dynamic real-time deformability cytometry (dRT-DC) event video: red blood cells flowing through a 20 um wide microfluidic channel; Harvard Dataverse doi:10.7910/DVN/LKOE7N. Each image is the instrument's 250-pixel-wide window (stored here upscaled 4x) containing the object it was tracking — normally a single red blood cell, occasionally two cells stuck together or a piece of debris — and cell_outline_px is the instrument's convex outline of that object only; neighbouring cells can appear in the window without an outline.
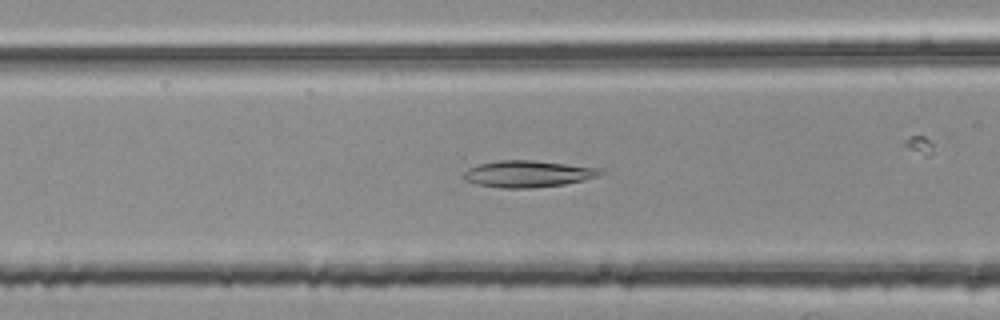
{"species": "common noctule bat (a hibernating species)", "species_latin": "Nyctalus noctula", "temperature_condition": "room temperature", "stored_images_in_passage": 42, "camera_frame_rate_fps": 3000, "um_per_image_px": 0.085, "animal": {"sex": "female", "body_mass_g": 25.1}, "frame": {"image": 1, "passage_image": 9, "time_ms": 2.667, "image_size_px": [1000, 320], "cell_outline_px": [[604, 172], [600, 176], [584, 180], [564, 184], [532, 188], [500, 188], [476, 184], [464, 180], [460, 176], [468, 168], [480, 164], [500, 160], [532, 160], [604, 168]], "centroid_in_image_um": [44.88, 14.78], "position_along_channel_um": 121.7, "area_um2": 21.5}}
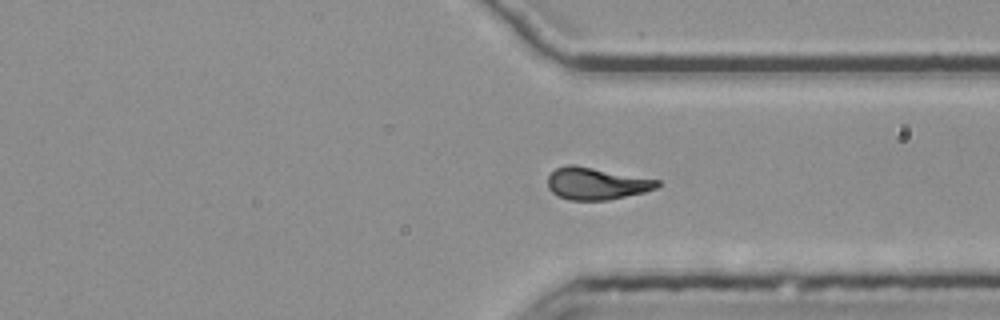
{"frame": {"image": 2, "passage_image": 28, "time_ms": 9.0, "image_size_px": [1000, 320], "cell_outline_px": [[660, 184], [656, 188], [644, 192], [608, 200], [568, 200], [552, 192], [548, 188], [548, 176], [556, 168], [568, 164], [572, 164], [660, 180]], "centroid_in_image_um": [50.68, 15.6], "position_along_channel_um": 360.7, "area_um2": 20.35}}
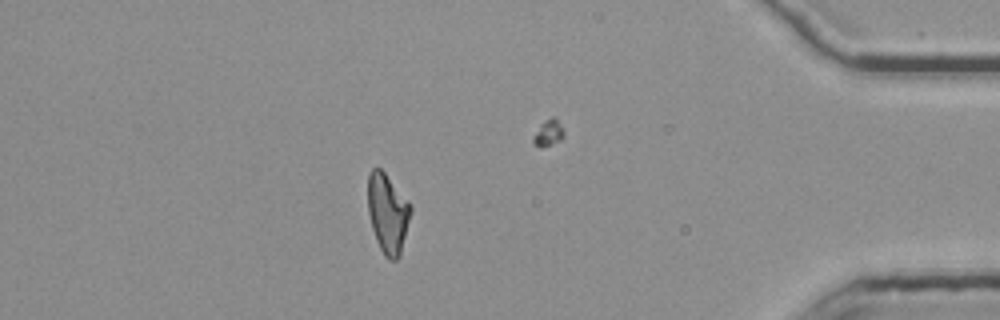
{"frame": {"image": 3, "passage_image": 35, "time_ms": 11.333, "image_size_px": [1000, 320], "cell_outline_px": [[412, 212], [400, 256], [396, 260], [388, 260], [384, 256], [376, 240], [372, 228], [368, 212], [368, 172], [372, 168], [380, 168], [384, 172], [412, 204]], "centroid_in_image_um": [32.97, 18.14], "position_along_channel_um": 402.2, "area_um2": 20.11}, "authors_computed_cell_mechanics": {"area_um2": 20.3456, "velocity_mm_per_s": 3.7796, "shape_relaxation_time_tau1_ms": 11.1841, "shape_relaxation_time_tau2_ms": 2.8277, "deformation_change_tau1": 0.3018, "deformation_change_tau2": 0.1046}}